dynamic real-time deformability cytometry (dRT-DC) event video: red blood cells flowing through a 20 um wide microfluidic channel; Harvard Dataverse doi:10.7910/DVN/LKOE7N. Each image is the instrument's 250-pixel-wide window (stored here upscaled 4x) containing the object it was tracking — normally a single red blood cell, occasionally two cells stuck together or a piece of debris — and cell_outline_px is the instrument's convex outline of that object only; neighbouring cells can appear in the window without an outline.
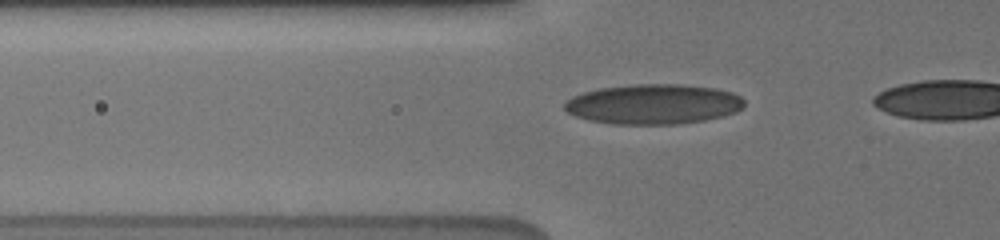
{"species": "human", "species_latin": "Homo sapiens", "temperature_condition": "cold", "stored_images_in_passage": 59, "camera_frame_rate_fps": 3000, "um_per_image_px": 0.085, "donor": {"sex": "male"}, "frame": {"image": 1, "passage_image": 26, "time_ms": 5.333, "image_size_px": [1000, 240], "cell_outline_px": [[744, 108], [736, 112], [724, 116], [704, 120], [676, 124], [612, 124], [588, 120], [576, 116], [568, 112], [564, 108], [564, 100], [572, 96], [584, 92], [600, 88], [632, 84], [684, 84], [716, 88], [732, 92], [740, 96], [744, 100]], "centroid_in_image_um": [55.55, 8.85], "position_along_channel_um": 70.3, "area_um2": 42.25}}
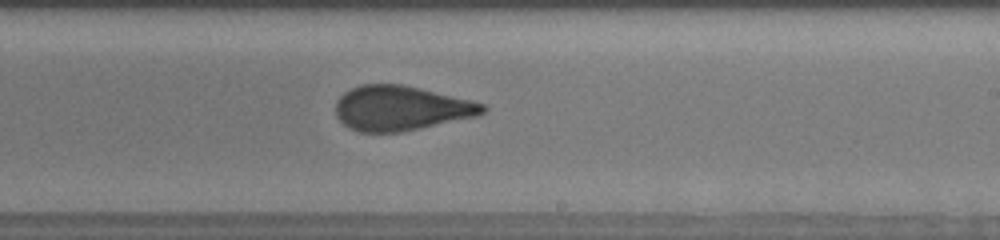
{"frame": {"image": 2, "passage_image": 43, "time_ms": 10.333, "image_size_px": [1000, 240], "cell_outline_px": [[488, 108], [480, 116], [400, 132], [360, 132], [344, 124], [336, 116], [336, 100], [344, 92], [360, 84], [400, 84], [420, 88], [472, 100], [484, 104]], "centroid_in_image_um": [34.1, 9.19], "position_along_channel_um": 254.9, "area_um2": 38.38}}
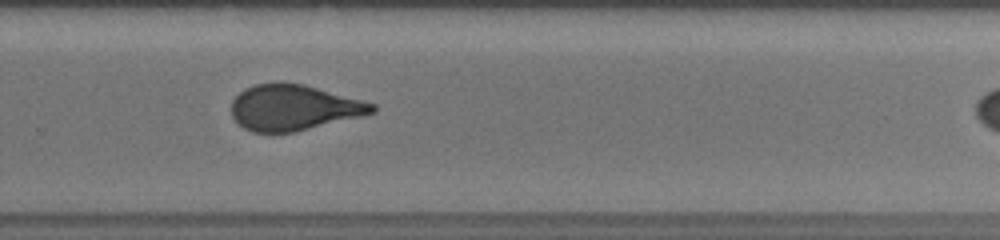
{"frame": {"image": 3, "passage_image": 47, "time_ms": 11.667, "image_size_px": [1000, 240], "cell_outline_px": [[376, 112], [364, 116], [292, 132], [252, 132], [244, 128], [232, 116], [232, 100], [244, 88], [256, 84], [280, 80], [304, 84], [376, 104]], "centroid_in_image_um": [24.97, 9.12], "position_along_channel_um": 304.8, "area_um2": 37.69}}